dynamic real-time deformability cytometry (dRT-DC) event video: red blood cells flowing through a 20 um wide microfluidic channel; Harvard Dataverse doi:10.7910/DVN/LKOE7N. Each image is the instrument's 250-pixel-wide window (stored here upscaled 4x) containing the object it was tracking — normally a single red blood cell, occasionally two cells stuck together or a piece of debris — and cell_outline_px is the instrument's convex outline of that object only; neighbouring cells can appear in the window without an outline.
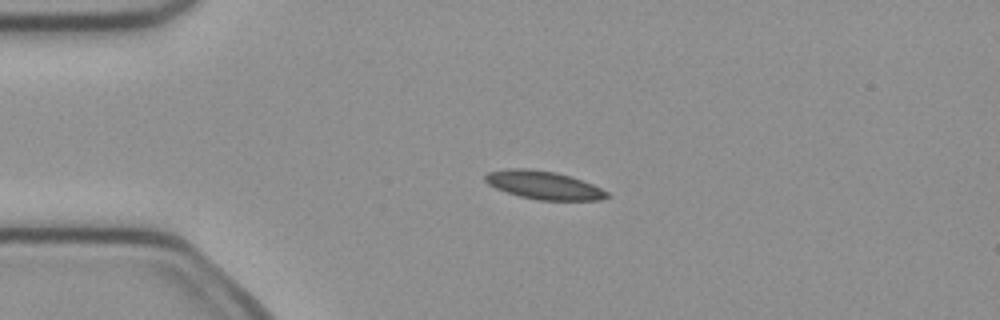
{"species": "common noctule bat (a hibernating species)", "species_latin": "Nyctalus noctula", "temperature_condition": "cold", "stored_images_in_passage": 40, "camera_frame_rate_fps": 3000, "um_per_image_px": 0.085, "animal": {"sex": "female", "body_mass_g": 21.9}, "frame": {"image": 1, "passage_image": 1, "time_ms": 0.0, "image_size_px": [1000, 320], "cell_outline_px": [[608, 196], [600, 200], [536, 200], [520, 196], [496, 188], [488, 184], [484, 180], [484, 176], [488, 172], [508, 168], [524, 168], [556, 172], [592, 184], [608, 192]], "centroid_in_image_um": [46.18, 15.73], "position_along_channel_um": 38.8, "area_um2": 19.77}}
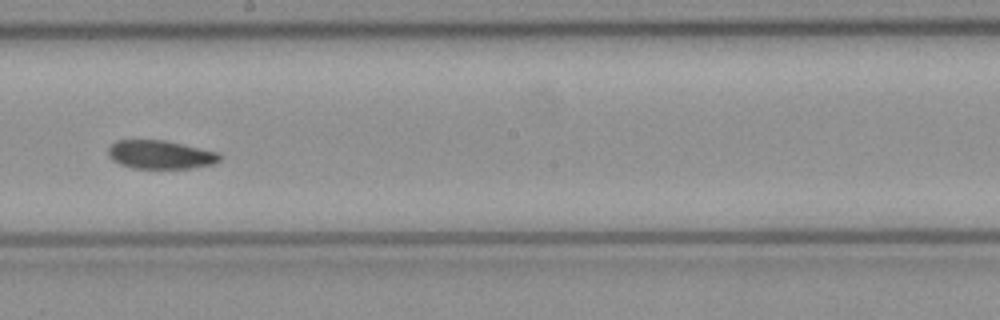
{"frame": {"image": 2, "passage_image": 18, "time_ms": 5.667, "image_size_px": [1000, 320], "cell_outline_px": [[224, 156], [216, 164], [188, 168], [132, 168], [120, 164], [112, 160], [108, 156], [108, 148], [116, 140], [164, 140], [220, 152]], "centroid_in_image_um": [13.67, 13.14], "position_along_channel_um": 234.5, "area_um2": 18.73}}
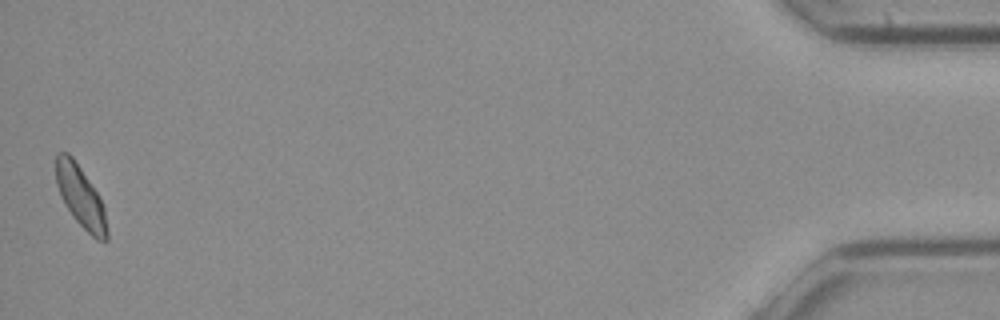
{"frame": {"image": 3, "passage_image": 40, "time_ms": 13.0, "image_size_px": [1000, 320], "cell_outline_px": [[108, 240], [96, 240], [72, 216], [64, 204], [60, 196], [56, 184], [56, 152], [68, 152], [72, 156], [96, 192], [104, 208], [108, 232]], "centroid_in_image_um": [6.83, 16.72], "position_along_channel_um": 428.4, "area_um2": 18.03}, "authors_computed_cell_mechanics": {"area_um2": 19.0162, "velocity_mm_per_s": 3.9899, "shape_relaxation_time_tau1_ms": 2.9208, "shape_relaxation_time_tau2_ms": 2.8039, "deformation_change_tau1": 0.1025, "deformation_change_tau2": 0.0726}}